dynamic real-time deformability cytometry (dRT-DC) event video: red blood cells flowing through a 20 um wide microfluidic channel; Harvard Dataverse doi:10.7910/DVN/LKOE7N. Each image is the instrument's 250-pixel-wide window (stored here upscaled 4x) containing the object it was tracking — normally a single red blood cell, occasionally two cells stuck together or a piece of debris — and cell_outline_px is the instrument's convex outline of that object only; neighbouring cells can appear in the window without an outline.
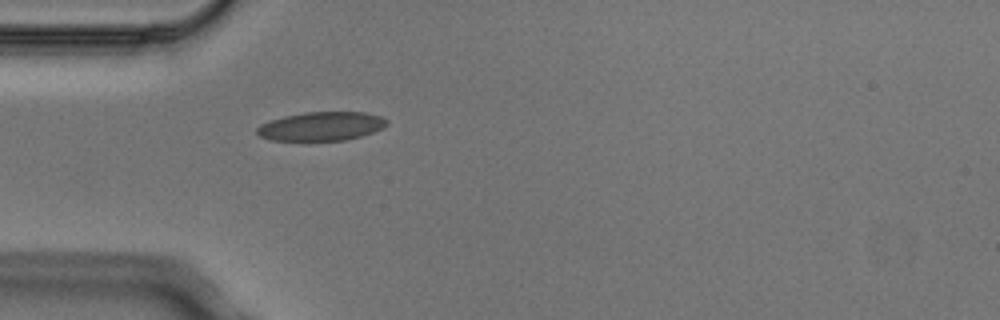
{"species": "Egyptian fruit bat (a non-hibernating species)", "species_latin": "Rousettus aegyptiacus", "temperature_condition": "cold", "stored_images_in_passage": 1, "camera_frame_rate_fps": 3000, "um_per_image_px": 0.085, "animal": {"sex": "male"}, "frame": {"image": 1, "passage_image": 1, "time_ms": 0.0, "image_size_px": [1000, 320], "cell_outline_px": [[388, 124], [384, 128], [360, 136], [344, 140], [272, 140], [260, 136], [256, 132], [256, 128], [260, 124], [284, 116], [304, 112], [364, 112], [380, 116], [388, 120]], "centroid_in_image_um": [27.33, 10.72], "position_along_channel_um": 57.7, "area_um2": 21.68}}